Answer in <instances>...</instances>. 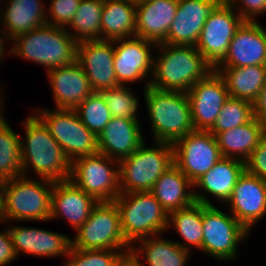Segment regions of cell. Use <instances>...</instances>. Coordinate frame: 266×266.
I'll use <instances>...</instances> for the list:
<instances>
[{
    "label": "cell",
    "mask_w": 266,
    "mask_h": 266,
    "mask_svg": "<svg viewBox=\"0 0 266 266\" xmlns=\"http://www.w3.org/2000/svg\"><path fill=\"white\" fill-rule=\"evenodd\" d=\"M98 201L69 179L54 182L49 221L65 219L75 232L89 218Z\"/></svg>",
    "instance_id": "obj_22"
},
{
    "label": "cell",
    "mask_w": 266,
    "mask_h": 266,
    "mask_svg": "<svg viewBox=\"0 0 266 266\" xmlns=\"http://www.w3.org/2000/svg\"><path fill=\"white\" fill-rule=\"evenodd\" d=\"M129 1H131V2H133V3H135V4H137V3H140V2L145 1V0H129Z\"/></svg>",
    "instance_id": "obj_47"
},
{
    "label": "cell",
    "mask_w": 266,
    "mask_h": 266,
    "mask_svg": "<svg viewBox=\"0 0 266 266\" xmlns=\"http://www.w3.org/2000/svg\"><path fill=\"white\" fill-rule=\"evenodd\" d=\"M80 1L50 0L51 3L47 11V24L66 28L76 14Z\"/></svg>",
    "instance_id": "obj_39"
},
{
    "label": "cell",
    "mask_w": 266,
    "mask_h": 266,
    "mask_svg": "<svg viewBox=\"0 0 266 266\" xmlns=\"http://www.w3.org/2000/svg\"><path fill=\"white\" fill-rule=\"evenodd\" d=\"M214 70L223 77L229 96L244 99L252 104L266 82V65L216 67Z\"/></svg>",
    "instance_id": "obj_31"
},
{
    "label": "cell",
    "mask_w": 266,
    "mask_h": 266,
    "mask_svg": "<svg viewBox=\"0 0 266 266\" xmlns=\"http://www.w3.org/2000/svg\"><path fill=\"white\" fill-rule=\"evenodd\" d=\"M174 164L194 183L221 158L215 136L210 131L193 130L173 144Z\"/></svg>",
    "instance_id": "obj_13"
},
{
    "label": "cell",
    "mask_w": 266,
    "mask_h": 266,
    "mask_svg": "<svg viewBox=\"0 0 266 266\" xmlns=\"http://www.w3.org/2000/svg\"><path fill=\"white\" fill-rule=\"evenodd\" d=\"M136 35V4L129 0H104L101 40L130 38Z\"/></svg>",
    "instance_id": "obj_30"
},
{
    "label": "cell",
    "mask_w": 266,
    "mask_h": 266,
    "mask_svg": "<svg viewBox=\"0 0 266 266\" xmlns=\"http://www.w3.org/2000/svg\"><path fill=\"white\" fill-rule=\"evenodd\" d=\"M103 6L104 0H81L66 31L78 42L101 40Z\"/></svg>",
    "instance_id": "obj_33"
},
{
    "label": "cell",
    "mask_w": 266,
    "mask_h": 266,
    "mask_svg": "<svg viewBox=\"0 0 266 266\" xmlns=\"http://www.w3.org/2000/svg\"><path fill=\"white\" fill-rule=\"evenodd\" d=\"M195 130L209 131L229 97L223 77L212 70L187 92Z\"/></svg>",
    "instance_id": "obj_15"
},
{
    "label": "cell",
    "mask_w": 266,
    "mask_h": 266,
    "mask_svg": "<svg viewBox=\"0 0 266 266\" xmlns=\"http://www.w3.org/2000/svg\"><path fill=\"white\" fill-rule=\"evenodd\" d=\"M253 118L254 109L251 102L229 96L209 131L215 135L248 123Z\"/></svg>",
    "instance_id": "obj_36"
},
{
    "label": "cell",
    "mask_w": 266,
    "mask_h": 266,
    "mask_svg": "<svg viewBox=\"0 0 266 266\" xmlns=\"http://www.w3.org/2000/svg\"><path fill=\"white\" fill-rule=\"evenodd\" d=\"M8 53L46 68L45 72L77 61L78 41L63 27L45 24L16 36Z\"/></svg>",
    "instance_id": "obj_4"
},
{
    "label": "cell",
    "mask_w": 266,
    "mask_h": 266,
    "mask_svg": "<svg viewBox=\"0 0 266 266\" xmlns=\"http://www.w3.org/2000/svg\"><path fill=\"white\" fill-rule=\"evenodd\" d=\"M113 45V64L118 83L128 85L146 79L144 88L149 86L156 43L134 36L113 40Z\"/></svg>",
    "instance_id": "obj_14"
},
{
    "label": "cell",
    "mask_w": 266,
    "mask_h": 266,
    "mask_svg": "<svg viewBox=\"0 0 266 266\" xmlns=\"http://www.w3.org/2000/svg\"><path fill=\"white\" fill-rule=\"evenodd\" d=\"M9 41L7 40V38L5 37L3 31L0 28V65L3 62V60L5 59L6 56H4L3 54L7 53L5 50L6 46L5 44L8 43ZM4 58V59H3ZM1 85V84H0Z\"/></svg>",
    "instance_id": "obj_44"
},
{
    "label": "cell",
    "mask_w": 266,
    "mask_h": 266,
    "mask_svg": "<svg viewBox=\"0 0 266 266\" xmlns=\"http://www.w3.org/2000/svg\"><path fill=\"white\" fill-rule=\"evenodd\" d=\"M265 135L266 127L254 117L248 123L214 136L222 157L245 162Z\"/></svg>",
    "instance_id": "obj_28"
},
{
    "label": "cell",
    "mask_w": 266,
    "mask_h": 266,
    "mask_svg": "<svg viewBox=\"0 0 266 266\" xmlns=\"http://www.w3.org/2000/svg\"><path fill=\"white\" fill-rule=\"evenodd\" d=\"M8 232L17 256L22 253L38 257H65L71 247V237L66 234L20 225H10Z\"/></svg>",
    "instance_id": "obj_19"
},
{
    "label": "cell",
    "mask_w": 266,
    "mask_h": 266,
    "mask_svg": "<svg viewBox=\"0 0 266 266\" xmlns=\"http://www.w3.org/2000/svg\"><path fill=\"white\" fill-rule=\"evenodd\" d=\"M179 0H145L136 4V37L162 43L174 20Z\"/></svg>",
    "instance_id": "obj_26"
},
{
    "label": "cell",
    "mask_w": 266,
    "mask_h": 266,
    "mask_svg": "<svg viewBox=\"0 0 266 266\" xmlns=\"http://www.w3.org/2000/svg\"><path fill=\"white\" fill-rule=\"evenodd\" d=\"M254 117L266 127V82L260 90L257 100L253 103Z\"/></svg>",
    "instance_id": "obj_43"
},
{
    "label": "cell",
    "mask_w": 266,
    "mask_h": 266,
    "mask_svg": "<svg viewBox=\"0 0 266 266\" xmlns=\"http://www.w3.org/2000/svg\"><path fill=\"white\" fill-rule=\"evenodd\" d=\"M118 266H138L132 258L129 256L125 257Z\"/></svg>",
    "instance_id": "obj_45"
},
{
    "label": "cell",
    "mask_w": 266,
    "mask_h": 266,
    "mask_svg": "<svg viewBox=\"0 0 266 266\" xmlns=\"http://www.w3.org/2000/svg\"><path fill=\"white\" fill-rule=\"evenodd\" d=\"M53 109L38 107L34 114L44 123L70 162L99 153L97 136L84 126L75 109Z\"/></svg>",
    "instance_id": "obj_9"
},
{
    "label": "cell",
    "mask_w": 266,
    "mask_h": 266,
    "mask_svg": "<svg viewBox=\"0 0 266 266\" xmlns=\"http://www.w3.org/2000/svg\"><path fill=\"white\" fill-rule=\"evenodd\" d=\"M2 88H3V87L0 88V89H1V91H0V116H1V115L4 113V111H5V110H4L5 108H4V105H3V104L5 103V101L3 102V99H5V98L2 96V95H3L2 92H4V91H3L4 89H2ZM2 110H3V111H2Z\"/></svg>",
    "instance_id": "obj_46"
},
{
    "label": "cell",
    "mask_w": 266,
    "mask_h": 266,
    "mask_svg": "<svg viewBox=\"0 0 266 266\" xmlns=\"http://www.w3.org/2000/svg\"><path fill=\"white\" fill-rule=\"evenodd\" d=\"M190 253L192 252L182 248L175 239H164L156 235L136 241L130 248L129 257L138 266H187L192 255ZM143 260H146V265H143Z\"/></svg>",
    "instance_id": "obj_27"
},
{
    "label": "cell",
    "mask_w": 266,
    "mask_h": 266,
    "mask_svg": "<svg viewBox=\"0 0 266 266\" xmlns=\"http://www.w3.org/2000/svg\"><path fill=\"white\" fill-rule=\"evenodd\" d=\"M99 93L106 102L112 117L139 120L137 111L140 102L132 87L128 88L126 84H119L101 90Z\"/></svg>",
    "instance_id": "obj_35"
},
{
    "label": "cell",
    "mask_w": 266,
    "mask_h": 266,
    "mask_svg": "<svg viewBox=\"0 0 266 266\" xmlns=\"http://www.w3.org/2000/svg\"><path fill=\"white\" fill-rule=\"evenodd\" d=\"M25 137H20L23 176L29 171L53 182L69 178L71 162L44 123L33 113L22 123ZM24 139V140H23Z\"/></svg>",
    "instance_id": "obj_2"
},
{
    "label": "cell",
    "mask_w": 266,
    "mask_h": 266,
    "mask_svg": "<svg viewBox=\"0 0 266 266\" xmlns=\"http://www.w3.org/2000/svg\"><path fill=\"white\" fill-rule=\"evenodd\" d=\"M0 231V266H8L18 258L8 229Z\"/></svg>",
    "instance_id": "obj_42"
},
{
    "label": "cell",
    "mask_w": 266,
    "mask_h": 266,
    "mask_svg": "<svg viewBox=\"0 0 266 266\" xmlns=\"http://www.w3.org/2000/svg\"><path fill=\"white\" fill-rule=\"evenodd\" d=\"M245 170L266 181V135L245 161Z\"/></svg>",
    "instance_id": "obj_41"
},
{
    "label": "cell",
    "mask_w": 266,
    "mask_h": 266,
    "mask_svg": "<svg viewBox=\"0 0 266 266\" xmlns=\"http://www.w3.org/2000/svg\"><path fill=\"white\" fill-rule=\"evenodd\" d=\"M224 0H179L174 20L162 43L195 46L202 28Z\"/></svg>",
    "instance_id": "obj_18"
},
{
    "label": "cell",
    "mask_w": 266,
    "mask_h": 266,
    "mask_svg": "<svg viewBox=\"0 0 266 266\" xmlns=\"http://www.w3.org/2000/svg\"><path fill=\"white\" fill-rule=\"evenodd\" d=\"M114 202L130 246L142 238L167 233L169 214L150 191L120 193Z\"/></svg>",
    "instance_id": "obj_7"
},
{
    "label": "cell",
    "mask_w": 266,
    "mask_h": 266,
    "mask_svg": "<svg viewBox=\"0 0 266 266\" xmlns=\"http://www.w3.org/2000/svg\"><path fill=\"white\" fill-rule=\"evenodd\" d=\"M126 256L120 250L75 249L70 247L62 266H118Z\"/></svg>",
    "instance_id": "obj_38"
},
{
    "label": "cell",
    "mask_w": 266,
    "mask_h": 266,
    "mask_svg": "<svg viewBox=\"0 0 266 266\" xmlns=\"http://www.w3.org/2000/svg\"><path fill=\"white\" fill-rule=\"evenodd\" d=\"M140 120L111 117L99 134V153L120 161L128 157L145 141Z\"/></svg>",
    "instance_id": "obj_24"
},
{
    "label": "cell",
    "mask_w": 266,
    "mask_h": 266,
    "mask_svg": "<svg viewBox=\"0 0 266 266\" xmlns=\"http://www.w3.org/2000/svg\"><path fill=\"white\" fill-rule=\"evenodd\" d=\"M0 116V181L23 176L21 166L20 136L10 124Z\"/></svg>",
    "instance_id": "obj_34"
},
{
    "label": "cell",
    "mask_w": 266,
    "mask_h": 266,
    "mask_svg": "<svg viewBox=\"0 0 266 266\" xmlns=\"http://www.w3.org/2000/svg\"><path fill=\"white\" fill-rule=\"evenodd\" d=\"M54 182L21 176L3 181L0 194V223L48 221Z\"/></svg>",
    "instance_id": "obj_3"
},
{
    "label": "cell",
    "mask_w": 266,
    "mask_h": 266,
    "mask_svg": "<svg viewBox=\"0 0 266 266\" xmlns=\"http://www.w3.org/2000/svg\"><path fill=\"white\" fill-rule=\"evenodd\" d=\"M150 192L168 214L195 202L193 183L175 164L157 179Z\"/></svg>",
    "instance_id": "obj_29"
},
{
    "label": "cell",
    "mask_w": 266,
    "mask_h": 266,
    "mask_svg": "<svg viewBox=\"0 0 266 266\" xmlns=\"http://www.w3.org/2000/svg\"><path fill=\"white\" fill-rule=\"evenodd\" d=\"M245 21H259L266 13V0H227ZM259 17V18H258ZM257 18V19H256Z\"/></svg>",
    "instance_id": "obj_40"
},
{
    "label": "cell",
    "mask_w": 266,
    "mask_h": 266,
    "mask_svg": "<svg viewBox=\"0 0 266 266\" xmlns=\"http://www.w3.org/2000/svg\"><path fill=\"white\" fill-rule=\"evenodd\" d=\"M73 237L71 247L75 249L120 250L126 257L130 253L131 246L125 240L114 201L98 202Z\"/></svg>",
    "instance_id": "obj_8"
},
{
    "label": "cell",
    "mask_w": 266,
    "mask_h": 266,
    "mask_svg": "<svg viewBox=\"0 0 266 266\" xmlns=\"http://www.w3.org/2000/svg\"><path fill=\"white\" fill-rule=\"evenodd\" d=\"M55 108L75 109L93 93L84 70L76 61L47 72Z\"/></svg>",
    "instance_id": "obj_23"
},
{
    "label": "cell",
    "mask_w": 266,
    "mask_h": 266,
    "mask_svg": "<svg viewBox=\"0 0 266 266\" xmlns=\"http://www.w3.org/2000/svg\"><path fill=\"white\" fill-rule=\"evenodd\" d=\"M154 141L174 144L195 130L187 93L143 88Z\"/></svg>",
    "instance_id": "obj_5"
},
{
    "label": "cell",
    "mask_w": 266,
    "mask_h": 266,
    "mask_svg": "<svg viewBox=\"0 0 266 266\" xmlns=\"http://www.w3.org/2000/svg\"><path fill=\"white\" fill-rule=\"evenodd\" d=\"M244 21L227 0L206 19L195 47L213 69L224 60L233 36Z\"/></svg>",
    "instance_id": "obj_12"
},
{
    "label": "cell",
    "mask_w": 266,
    "mask_h": 266,
    "mask_svg": "<svg viewBox=\"0 0 266 266\" xmlns=\"http://www.w3.org/2000/svg\"><path fill=\"white\" fill-rule=\"evenodd\" d=\"M244 170L245 162L235 158L222 157L206 174L193 183L195 202L213 205L212 200L209 199L212 196L219 203H226ZM198 188L201 190L200 192Z\"/></svg>",
    "instance_id": "obj_21"
},
{
    "label": "cell",
    "mask_w": 266,
    "mask_h": 266,
    "mask_svg": "<svg viewBox=\"0 0 266 266\" xmlns=\"http://www.w3.org/2000/svg\"><path fill=\"white\" fill-rule=\"evenodd\" d=\"M174 228L183 239L176 242L190 252L192 248L202 251L203 240V204L194 202L192 205L169 213L168 228Z\"/></svg>",
    "instance_id": "obj_32"
},
{
    "label": "cell",
    "mask_w": 266,
    "mask_h": 266,
    "mask_svg": "<svg viewBox=\"0 0 266 266\" xmlns=\"http://www.w3.org/2000/svg\"><path fill=\"white\" fill-rule=\"evenodd\" d=\"M43 1L0 0V4L6 3L0 5L4 7L0 8V28L9 42L20 34L47 24V4Z\"/></svg>",
    "instance_id": "obj_25"
},
{
    "label": "cell",
    "mask_w": 266,
    "mask_h": 266,
    "mask_svg": "<svg viewBox=\"0 0 266 266\" xmlns=\"http://www.w3.org/2000/svg\"><path fill=\"white\" fill-rule=\"evenodd\" d=\"M81 122L97 137L111 119L110 110L99 92H93L76 108Z\"/></svg>",
    "instance_id": "obj_37"
},
{
    "label": "cell",
    "mask_w": 266,
    "mask_h": 266,
    "mask_svg": "<svg viewBox=\"0 0 266 266\" xmlns=\"http://www.w3.org/2000/svg\"><path fill=\"white\" fill-rule=\"evenodd\" d=\"M155 49L149 83L152 88L187 93L214 70L195 46L157 43Z\"/></svg>",
    "instance_id": "obj_1"
},
{
    "label": "cell",
    "mask_w": 266,
    "mask_h": 266,
    "mask_svg": "<svg viewBox=\"0 0 266 266\" xmlns=\"http://www.w3.org/2000/svg\"><path fill=\"white\" fill-rule=\"evenodd\" d=\"M68 179L98 202L114 201L120 194L119 161L101 153L72 161Z\"/></svg>",
    "instance_id": "obj_10"
},
{
    "label": "cell",
    "mask_w": 266,
    "mask_h": 266,
    "mask_svg": "<svg viewBox=\"0 0 266 266\" xmlns=\"http://www.w3.org/2000/svg\"><path fill=\"white\" fill-rule=\"evenodd\" d=\"M226 204L233 217L250 233L257 221L266 216V181L244 170Z\"/></svg>",
    "instance_id": "obj_16"
},
{
    "label": "cell",
    "mask_w": 266,
    "mask_h": 266,
    "mask_svg": "<svg viewBox=\"0 0 266 266\" xmlns=\"http://www.w3.org/2000/svg\"><path fill=\"white\" fill-rule=\"evenodd\" d=\"M113 60V40L78 42L77 62L89 79L93 92H100L119 85Z\"/></svg>",
    "instance_id": "obj_17"
},
{
    "label": "cell",
    "mask_w": 266,
    "mask_h": 266,
    "mask_svg": "<svg viewBox=\"0 0 266 266\" xmlns=\"http://www.w3.org/2000/svg\"><path fill=\"white\" fill-rule=\"evenodd\" d=\"M152 145L148 147L144 141L119 161L120 193L151 191L157 179L174 165L172 144L154 141Z\"/></svg>",
    "instance_id": "obj_6"
},
{
    "label": "cell",
    "mask_w": 266,
    "mask_h": 266,
    "mask_svg": "<svg viewBox=\"0 0 266 266\" xmlns=\"http://www.w3.org/2000/svg\"><path fill=\"white\" fill-rule=\"evenodd\" d=\"M250 233L233 217L213 205L203 204L202 252L217 261L236 259L238 246Z\"/></svg>",
    "instance_id": "obj_11"
},
{
    "label": "cell",
    "mask_w": 266,
    "mask_h": 266,
    "mask_svg": "<svg viewBox=\"0 0 266 266\" xmlns=\"http://www.w3.org/2000/svg\"><path fill=\"white\" fill-rule=\"evenodd\" d=\"M266 65V29L258 21H244L217 67Z\"/></svg>",
    "instance_id": "obj_20"
}]
</instances>
